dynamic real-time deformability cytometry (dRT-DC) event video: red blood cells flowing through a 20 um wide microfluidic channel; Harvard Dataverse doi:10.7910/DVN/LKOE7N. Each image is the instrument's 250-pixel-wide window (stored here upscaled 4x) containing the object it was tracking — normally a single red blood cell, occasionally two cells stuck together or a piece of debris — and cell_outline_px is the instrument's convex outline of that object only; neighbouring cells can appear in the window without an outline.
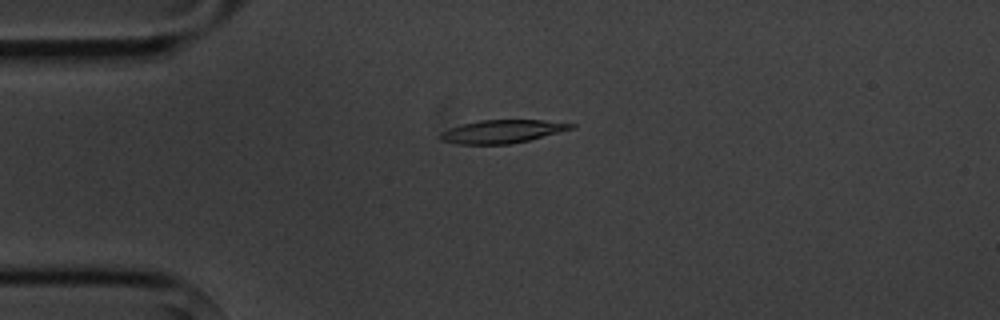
{"species": "common noctule bat (a hibernating species)", "species_latin": "Nyctalus noctula", "temperature_condition": "cold", "stored_images_in_passage": 3, "camera_frame_rate_fps": 3000, "um_per_image_px": 0.085, "animal": {"sex": "male", "body_mass_g": 20.1, "forearm_length_mm": 53.5}, "frame": {"image": 1, "passage_image": 2, "time_ms": 1.333, "image_size_px": [1000, 320], "cell_outline_px": [[576, 128], [528, 140], [508, 144], [456, 144], [440, 140], [436, 136], [440, 132], [448, 128], [480, 120], [544, 120], [576, 124]], "centroid_in_image_um": [42.65, 11.17], "position_along_channel_um": 42.3, "area_um2": 17.74}}